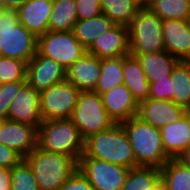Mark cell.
<instances>
[{
	"mask_svg": "<svg viewBox=\"0 0 190 190\" xmlns=\"http://www.w3.org/2000/svg\"><path fill=\"white\" fill-rule=\"evenodd\" d=\"M164 49L179 61H190V36L187 21L163 20Z\"/></svg>",
	"mask_w": 190,
	"mask_h": 190,
	"instance_id": "obj_18",
	"label": "cell"
},
{
	"mask_svg": "<svg viewBox=\"0 0 190 190\" xmlns=\"http://www.w3.org/2000/svg\"><path fill=\"white\" fill-rule=\"evenodd\" d=\"M151 190H167V187L162 180H160Z\"/></svg>",
	"mask_w": 190,
	"mask_h": 190,
	"instance_id": "obj_41",
	"label": "cell"
},
{
	"mask_svg": "<svg viewBox=\"0 0 190 190\" xmlns=\"http://www.w3.org/2000/svg\"><path fill=\"white\" fill-rule=\"evenodd\" d=\"M78 21L75 0H53L49 31H71Z\"/></svg>",
	"mask_w": 190,
	"mask_h": 190,
	"instance_id": "obj_27",
	"label": "cell"
},
{
	"mask_svg": "<svg viewBox=\"0 0 190 190\" xmlns=\"http://www.w3.org/2000/svg\"><path fill=\"white\" fill-rule=\"evenodd\" d=\"M24 160L31 167L39 190H59L78 170V161L75 158L47 152L38 146Z\"/></svg>",
	"mask_w": 190,
	"mask_h": 190,
	"instance_id": "obj_3",
	"label": "cell"
},
{
	"mask_svg": "<svg viewBox=\"0 0 190 190\" xmlns=\"http://www.w3.org/2000/svg\"><path fill=\"white\" fill-rule=\"evenodd\" d=\"M59 190H95L85 176L76 170Z\"/></svg>",
	"mask_w": 190,
	"mask_h": 190,
	"instance_id": "obj_36",
	"label": "cell"
},
{
	"mask_svg": "<svg viewBox=\"0 0 190 190\" xmlns=\"http://www.w3.org/2000/svg\"><path fill=\"white\" fill-rule=\"evenodd\" d=\"M26 1L27 0H0V4L5 9H14V10H17Z\"/></svg>",
	"mask_w": 190,
	"mask_h": 190,
	"instance_id": "obj_39",
	"label": "cell"
},
{
	"mask_svg": "<svg viewBox=\"0 0 190 190\" xmlns=\"http://www.w3.org/2000/svg\"><path fill=\"white\" fill-rule=\"evenodd\" d=\"M53 0H27L16 11L19 23L36 37L49 31V18Z\"/></svg>",
	"mask_w": 190,
	"mask_h": 190,
	"instance_id": "obj_17",
	"label": "cell"
},
{
	"mask_svg": "<svg viewBox=\"0 0 190 190\" xmlns=\"http://www.w3.org/2000/svg\"><path fill=\"white\" fill-rule=\"evenodd\" d=\"M100 76V58L87 51L66 69V80L80 91H94Z\"/></svg>",
	"mask_w": 190,
	"mask_h": 190,
	"instance_id": "obj_19",
	"label": "cell"
},
{
	"mask_svg": "<svg viewBox=\"0 0 190 190\" xmlns=\"http://www.w3.org/2000/svg\"><path fill=\"white\" fill-rule=\"evenodd\" d=\"M160 131L163 148L171 159H176L190 147V120L186 115L174 123L163 126Z\"/></svg>",
	"mask_w": 190,
	"mask_h": 190,
	"instance_id": "obj_20",
	"label": "cell"
},
{
	"mask_svg": "<svg viewBox=\"0 0 190 190\" xmlns=\"http://www.w3.org/2000/svg\"><path fill=\"white\" fill-rule=\"evenodd\" d=\"M37 146L77 161L84 153V140L70 118L44 120L38 127Z\"/></svg>",
	"mask_w": 190,
	"mask_h": 190,
	"instance_id": "obj_4",
	"label": "cell"
},
{
	"mask_svg": "<svg viewBox=\"0 0 190 190\" xmlns=\"http://www.w3.org/2000/svg\"><path fill=\"white\" fill-rule=\"evenodd\" d=\"M87 52L100 59L125 56L130 53L128 27L115 25L95 39Z\"/></svg>",
	"mask_w": 190,
	"mask_h": 190,
	"instance_id": "obj_15",
	"label": "cell"
},
{
	"mask_svg": "<svg viewBox=\"0 0 190 190\" xmlns=\"http://www.w3.org/2000/svg\"><path fill=\"white\" fill-rule=\"evenodd\" d=\"M77 19L87 20L102 14L100 0H75Z\"/></svg>",
	"mask_w": 190,
	"mask_h": 190,
	"instance_id": "obj_34",
	"label": "cell"
},
{
	"mask_svg": "<svg viewBox=\"0 0 190 190\" xmlns=\"http://www.w3.org/2000/svg\"><path fill=\"white\" fill-rule=\"evenodd\" d=\"M133 149L137 166L162 168L171 158L166 154L161 131L138 116L121 123Z\"/></svg>",
	"mask_w": 190,
	"mask_h": 190,
	"instance_id": "obj_2",
	"label": "cell"
},
{
	"mask_svg": "<svg viewBox=\"0 0 190 190\" xmlns=\"http://www.w3.org/2000/svg\"><path fill=\"white\" fill-rule=\"evenodd\" d=\"M185 115L190 120V105L187 108H185Z\"/></svg>",
	"mask_w": 190,
	"mask_h": 190,
	"instance_id": "obj_43",
	"label": "cell"
},
{
	"mask_svg": "<svg viewBox=\"0 0 190 190\" xmlns=\"http://www.w3.org/2000/svg\"><path fill=\"white\" fill-rule=\"evenodd\" d=\"M138 59L142 69L145 72L146 79L149 83L161 79H167L171 75L173 68L179 62L177 58L167 51L160 53H130Z\"/></svg>",
	"mask_w": 190,
	"mask_h": 190,
	"instance_id": "obj_22",
	"label": "cell"
},
{
	"mask_svg": "<svg viewBox=\"0 0 190 190\" xmlns=\"http://www.w3.org/2000/svg\"><path fill=\"white\" fill-rule=\"evenodd\" d=\"M187 25H188V33H189V36H190V18L187 20Z\"/></svg>",
	"mask_w": 190,
	"mask_h": 190,
	"instance_id": "obj_44",
	"label": "cell"
},
{
	"mask_svg": "<svg viewBox=\"0 0 190 190\" xmlns=\"http://www.w3.org/2000/svg\"><path fill=\"white\" fill-rule=\"evenodd\" d=\"M185 115V108L167 100L147 99L139 104L137 116L155 128L174 123Z\"/></svg>",
	"mask_w": 190,
	"mask_h": 190,
	"instance_id": "obj_14",
	"label": "cell"
},
{
	"mask_svg": "<svg viewBox=\"0 0 190 190\" xmlns=\"http://www.w3.org/2000/svg\"><path fill=\"white\" fill-rule=\"evenodd\" d=\"M38 129L10 119L0 121V143L23 159L37 147Z\"/></svg>",
	"mask_w": 190,
	"mask_h": 190,
	"instance_id": "obj_12",
	"label": "cell"
},
{
	"mask_svg": "<svg viewBox=\"0 0 190 190\" xmlns=\"http://www.w3.org/2000/svg\"><path fill=\"white\" fill-rule=\"evenodd\" d=\"M163 20L148 8L142 7L128 24L130 53H160L165 51Z\"/></svg>",
	"mask_w": 190,
	"mask_h": 190,
	"instance_id": "obj_7",
	"label": "cell"
},
{
	"mask_svg": "<svg viewBox=\"0 0 190 190\" xmlns=\"http://www.w3.org/2000/svg\"><path fill=\"white\" fill-rule=\"evenodd\" d=\"M2 10H3V6L0 4V13H1Z\"/></svg>",
	"mask_w": 190,
	"mask_h": 190,
	"instance_id": "obj_45",
	"label": "cell"
},
{
	"mask_svg": "<svg viewBox=\"0 0 190 190\" xmlns=\"http://www.w3.org/2000/svg\"><path fill=\"white\" fill-rule=\"evenodd\" d=\"M81 158H95L129 169L138 167L128 135L121 124H114L84 141Z\"/></svg>",
	"mask_w": 190,
	"mask_h": 190,
	"instance_id": "obj_1",
	"label": "cell"
},
{
	"mask_svg": "<svg viewBox=\"0 0 190 190\" xmlns=\"http://www.w3.org/2000/svg\"><path fill=\"white\" fill-rule=\"evenodd\" d=\"M123 84L131 91L137 104H141L149 97L150 83L136 56H123Z\"/></svg>",
	"mask_w": 190,
	"mask_h": 190,
	"instance_id": "obj_21",
	"label": "cell"
},
{
	"mask_svg": "<svg viewBox=\"0 0 190 190\" xmlns=\"http://www.w3.org/2000/svg\"><path fill=\"white\" fill-rule=\"evenodd\" d=\"M177 161H179L182 165L190 168V147L185 149L177 158Z\"/></svg>",
	"mask_w": 190,
	"mask_h": 190,
	"instance_id": "obj_40",
	"label": "cell"
},
{
	"mask_svg": "<svg viewBox=\"0 0 190 190\" xmlns=\"http://www.w3.org/2000/svg\"><path fill=\"white\" fill-rule=\"evenodd\" d=\"M11 190H39L33 171L23 159L11 169Z\"/></svg>",
	"mask_w": 190,
	"mask_h": 190,
	"instance_id": "obj_31",
	"label": "cell"
},
{
	"mask_svg": "<svg viewBox=\"0 0 190 190\" xmlns=\"http://www.w3.org/2000/svg\"><path fill=\"white\" fill-rule=\"evenodd\" d=\"M100 3L102 14L115 25L128 26L142 8L139 0H100Z\"/></svg>",
	"mask_w": 190,
	"mask_h": 190,
	"instance_id": "obj_24",
	"label": "cell"
},
{
	"mask_svg": "<svg viewBox=\"0 0 190 190\" xmlns=\"http://www.w3.org/2000/svg\"><path fill=\"white\" fill-rule=\"evenodd\" d=\"M171 101L184 108L190 105V61H179L172 70Z\"/></svg>",
	"mask_w": 190,
	"mask_h": 190,
	"instance_id": "obj_25",
	"label": "cell"
},
{
	"mask_svg": "<svg viewBox=\"0 0 190 190\" xmlns=\"http://www.w3.org/2000/svg\"><path fill=\"white\" fill-rule=\"evenodd\" d=\"M87 49L71 31H48L37 37V52L58 62L65 69L74 64Z\"/></svg>",
	"mask_w": 190,
	"mask_h": 190,
	"instance_id": "obj_8",
	"label": "cell"
},
{
	"mask_svg": "<svg viewBox=\"0 0 190 190\" xmlns=\"http://www.w3.org/2000/svg\"><path fill=\"white\" fill-rule=\"evenodd\" d=\"M148 99L171 101V75L150 83Z\"/></svg>",
	"mask_w": 190,
	"mask_h": 190,
	"instance_id": "obj_35",
	"label": "cell"
},
{
	"mask_svg": "<svg viewBox=\"0 0 190 190\" xmlns=\"http://www.w3.org/2000/svg\"><path fill=\"white\" fill-rule=\"evenodd\" d=\"M26 84L27 80L0 84V121L8 119L10 104Z\"/></svg>",
	"mask_w": 190,
	"mask_h": 190,
	"instance_id": "obj_33",
	"label": "cell"
},
{
	"mask_svg": "<svg viewBox=\"0 0 190 190\" xmlns=\"http://www.w3.org/2000/svg\"><path fill=\"white\" fill-rule=\"evenodd\" d=\"M101 97L105 110L115 124L128 121L138 114L139 105L124 84L103 93Z\"/></svg>",
	"mask_w": 190,
	"mask_h": 190,
	"instance_id": "obj_16",
	"label": "cell"
},
{
	"mask_svg": "<svg viewBox=\"0 0 190 190\" xmlns=\"http://www.w3.org/2000/svg\"><path fill=\"white\" fill-rule=\"evenodd\" d=\"M78 170L95 190H121L129 168L95 158H80Z\"/></svg>",
	"mask_w": 190,
	"mask_h": 190,
	"instance_id": "obj_10",
	"label": "cell"
},
{
	"mask_svg": "<svg viewBox=\"0 0 190 190\" xmlns=\"http://www.w3.org/2000/svg\"><path fill=\"white\" fill-rule=\"evenodd\" d=\"M37 53V37L19 23L14 9L0 13V56L28 63Z\"/></svg>",
	"mask_w": 190,
	"mask_h": 190,
	"instance_id": "obj_5",
	"label": "cell"
},
{
	"mask_svg": "<svg viewBox=\"0 0 190 190\" xmlns=\"http://www.w3.org/2000/svg\"><path fill=\"white\" fill-rule=\"evenodd\" d=\"M11 169L0 167V190H11Z\"/></svg>",
	"mask_w": 190,
	"mask_h": 190,
	"instance_id": "obj_38",
	"label": "cell"
},
{
	"mask_svg": "<svg viewBox=\"0 0 190 190\" xmlns=\"http://www.w3.org/2000/svg\"><path fill=\"white\" fill-rule=\"evenodd\" d=\"M27 83L41 92L66 80V69L53 59L38 52L27 63Z\"/></svg>",
	"mask_w": 190,
	"mask_h": 190,
	"instance_id": "obj_11",
	"label": "cell"
},
{
	"mask_svg": "<svg viewBox=\"0 0 190 190\" xmlns=\"http://www.w3.org/2000/svg\"><path fill=\"white\" fill-rule=\"evenodd\" d=\"M27 63L22 60L0 56V84L27 80Z\"/></svg>",
	"mask_w": 190,
	"mask_h": 190,
	"instance_id": "obj_32",
	"label": "cell"
},
{
	"mask_svg": "<svg viewBox=\"0 0 190 190\" xmlns=\"http://www.w3.org/2000/svg\"><path fill=\"white\" fill-rule=\"evenodd\" d=\"M160 170L167 190H190V168L170 159Z\"/></svg>",
	"mask_w": 190,
	"mask_h": 190,
	"instance_id": "obj_28",
	"label": "cell"
},
{
	"mask_svg": "<svg viewBox=\"0 0 190 190\" xmlns=\"http://www.w3.org/2000/svg\"><path fill=\"white\" fill-rule=\"evenodd\" d=\"M22 160L23 158L18 153L0 143V167L12 169Z\"/></svg>",
	"mask_w": 190,
	"mask_h": 190,
	"instance_id": "obj_37",
	"label": "cell"
},
{
	"mask_svg": "<svg viewBox=\"0 0 190 190\" xmlns=\"http://www.w3.org/2000/svg\"><path fill=\"white\" fill-rule=\"evenodd\" d=\"M160 180V168L138 166L129 170L121 190H151Z\"/></svg>",
	"mask_w": 190,
	"mask_h": 190,
	"instance_id": "obj_29",
	"label": "cell"
},
{
	"mask_svg": "<svg viewBox=\"0 0 190 190\" xmlns=\"http://www.w3.org/2000/svg\"><path fill=\"white\" fill-rule=\"evenodd\" d=\"M154 1H156V0H144L142 3H141V5H142V7H144V8H147L152 2H154Z\"/></svg>",
	"mask_w": 190,
	"mask_h": 190,
	"instance_id": "obj_42",
	"label": "cell"
},
{
	"mask_svg": "<svg viewBox=\"0 0 190 190\" xmlns=\"http://www.w3.org/2000/svg\"><path fill=\"white\" fill-rule=\"evenodd\" d=\"M70 119L84 141L115 124L104 108L101 95L94 91L80 92Z\"/></svg>",
	"mask_w": 190,
	"mask_h": 190,
	"instance_id": "obj_6",
	"label": "cell"
},
{
	"mask_svg": "<svg viewBox=\"0 0 190 190\" xmlns=\"http://www.w3.org/2000/svg\"><path fill=\"white\" fill-rule=\"evenodd\" d=\"M115 24L105 15L101 14L87 20H78L72 29L78 41L88 49L91 44Z\"/></svg>",
	"mask_w": 190,
	"mask_h": 190,
	"instance_id": "obj_23",
	"label": "cell"
},
{
	"mask_svg": "<svg viewBox=\"0 0 190 190\" xmlns=\"http://www.w3.org/2000/svg\"><path fill=\"white\" fill-rule=\"evenodd\" d=\"M123 84V56L100 59V76L94 92L102 95Z\"/></svg>",
	"mask_w": 190,
	"mask_h": 190,
	"instance_id": "obj_26",
	"label": "cell"
},
{
	"mask_svg": "<svg viewBox=\"0 0 190 190\" xmlns=\"http://www.w3.org/2000/svg\"><path fill=\"white\" fill-rule=\"evenodd\" d=\"M8 119L34 126L37 129L44 121L40 112L39 92L28 83L10 104Z\"/></svg>",
	"mask_w": 190,
	"mask_h": 190,
	"instance_id": "obj_13",
	"label": "cell"
},
{
	"mask_svg": "<svg viewBox=\"0 0 190 190\" xmlns=\"http://www.w3.org/2000/svg\"><path fill=\"white\" fill-rule=\"evenodd\" d=\"M80 92L67 80L39 92L40 112L43 120L70 118Z\"/></svg>",
	"mask_w": 190,
	"mask_h": 190,
	"instance_id": "obj_9",
	"label": "cell"
},
{
	"mask_svg": "<svg viewBox=\"0 0 190 190\" xmlns=\"http://www.w3.org/2000/svg\"><path fill=\"white\" fill-rule=\"evenodd\" d=\"M147 8L162 20L190 18V0H156Z\"/></svg>",
	"mask_w": 190,
	"mask_h": 190,
	"instance_id": "obj_30",
	"label": "cell"
}]
</instances>
